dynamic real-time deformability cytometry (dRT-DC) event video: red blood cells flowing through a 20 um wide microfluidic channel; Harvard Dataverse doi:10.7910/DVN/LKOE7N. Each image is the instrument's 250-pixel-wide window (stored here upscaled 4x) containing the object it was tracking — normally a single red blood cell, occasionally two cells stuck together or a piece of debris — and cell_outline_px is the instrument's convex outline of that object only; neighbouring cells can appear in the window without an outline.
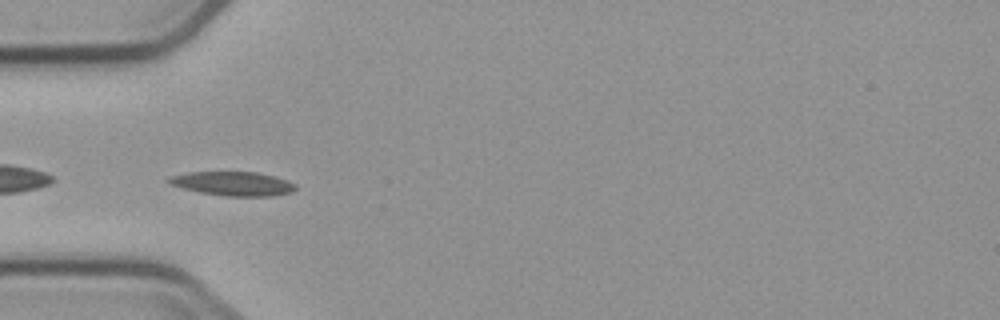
{"species": "common noctule bat (a hibernating species)", "species_latin": "Nyctalus noctula", "temperature_condition": "cold", "stored_images_in_passage": 15, "camera_frame_rate_fps": 3000, "um_per_image_px": 0.085, "animal": {"sex": "male", "body_mass_g": 23.1, "forearm_length_mm": 52.7}, "frame": {"image": 1, "passage_image": 5, "time_ms": 5.667, "image_size_px": [1000, 320], "cell_outline_px": [[296, 188], [292, 192], [272, 196], [224, 196], [200, 192], [168, 184], [164, 180], [168, 176], [188, 172], [256, 172], [276, 176], [288, 180], [296, 184]], "centroid_in_image_um": [19.78, 15.6], "position_along_channel_um": 65.2, "area_um2": 17.98}}
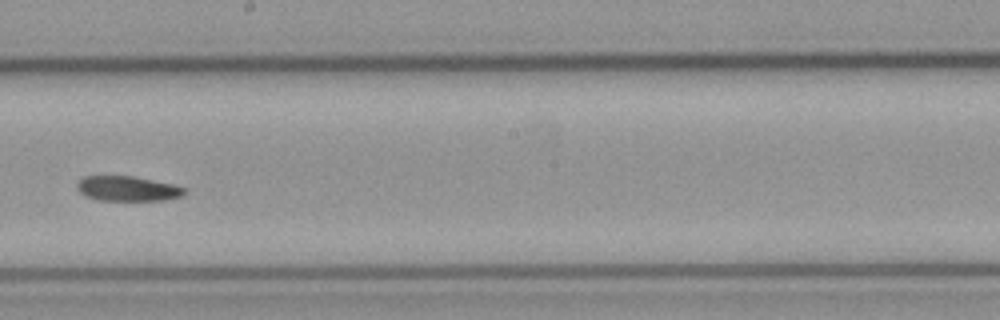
{"frame": {"image": 2, "passage_image": 9, "time_ms": 10.333, "image_size_px": [1000, 320], "cell_outline_px": [[188, 192], [184, 196], [164, 200], [96, 200], [84, 196], [76, 188], [76, 184], [84, 176], [132, 176], [172, 184], [184, 188]], "centroid_in_image_um": [10.83, 16.04], "position_along_channel_um": 237.4, "area_um2": 15.66}}
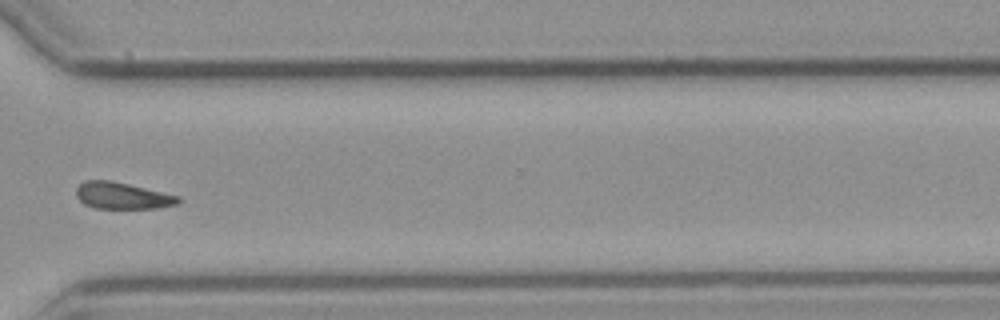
{"frame": {"image": 3, "passage_image": 12, "time_ms": 13.667, "image_size_px": [1000, 320], "cell_outline_px": [[180, 204], [160, 208], [92, 208], [84, 204], [76, 196], [76, 188], [84, 180], [112, 180], [180, 196]], "centroid_in_image_um": [10.4, 16.63], "position_along_channel_um": 360.2, "area_um2": 16.01}}